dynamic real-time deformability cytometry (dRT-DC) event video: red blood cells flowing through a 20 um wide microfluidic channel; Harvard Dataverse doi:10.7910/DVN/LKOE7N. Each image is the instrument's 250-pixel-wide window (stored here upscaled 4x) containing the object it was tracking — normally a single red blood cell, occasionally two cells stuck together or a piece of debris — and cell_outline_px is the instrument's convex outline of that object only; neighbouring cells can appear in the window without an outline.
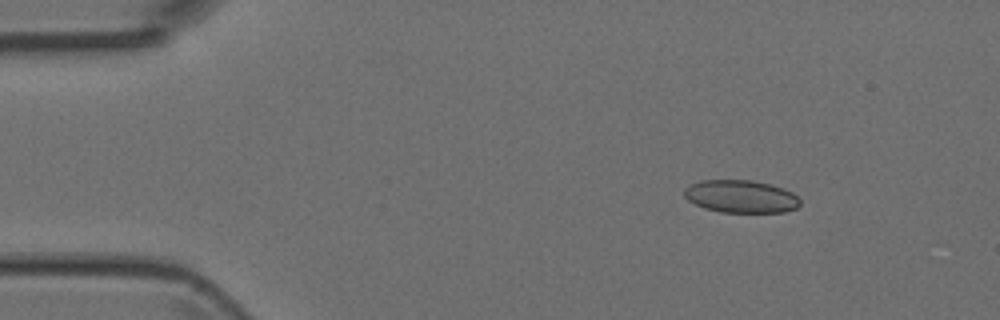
{"species": "Egyptian fruit bat (a non-hibernating species)", "species_latin": "Rousettus aegyptiacus", "temperature_condition": "room temperature", "stored_images_in_passage": 4, "camera_frame_rate_fps": 3000, "um_per_image_px": 0.085, "animal": {"sex": "female"}, "frame": {"image": 1, "passage_image": 2, "time_ms": 1.333, "image_size_px": [1000, 320], "cell_outline_px": [[800, 204], [796, 208], [784, 212], [720, 212], [704, 208], [688, 200], [684, 196], [684, 188], [688, 184], [700, 180], [752, 180], [784, 188], [792, 192], [800, 200]], "centroid_in_image_um": [62.95, 16.69], "position_along_channel_um": 22.1, "area_um2": 22.14}}
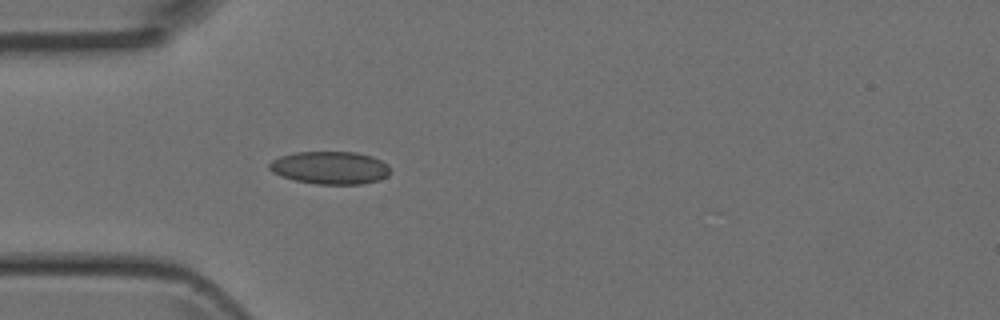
{"frame": {"image": 2, "passage_image": 4, "time_ms": 4.0, "image_size_px": [1000, 320], "cell_outline_px": [[388, 176], [380, 180], [364, 184], [316, 184], [296, 180], [280, 176], [272, 172], [268, 168], [268, 164], [272, 160], [280, 156], [296, 152], [356, 152], [372, 156], [388, 164]], "centroid_in_image_um": [28.05, 14.26], "position_along_channel_um": 57.0, "area_um2": 23.18}}